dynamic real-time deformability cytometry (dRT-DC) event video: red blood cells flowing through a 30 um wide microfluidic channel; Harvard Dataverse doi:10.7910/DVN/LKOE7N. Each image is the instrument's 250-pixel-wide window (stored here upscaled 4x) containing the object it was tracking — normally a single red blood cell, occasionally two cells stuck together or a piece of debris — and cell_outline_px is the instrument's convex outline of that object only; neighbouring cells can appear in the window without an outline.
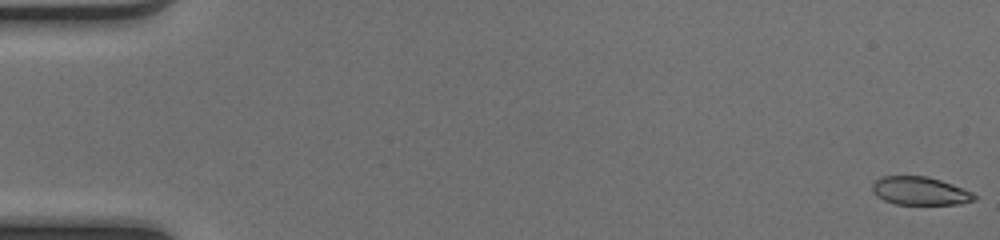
{"species": "common noctule bat (a hibernating species)", "species_latin": "Nyctalus noctula", "temperature_condition": "cold", "stored_images_in_passage": 51, "camera_frame_rate_fps": 3000, "um_per_image_px": 0.085, "animal": {"sex": "female", "body_mass_g": 17.0, "forearm_length_mm": 48.0}, "frame": {"image": 1, "passage_image": 1, "time_ms": 0.0, "image_size_px": [1000, 240], "cell_outline_px": [[976, 200], [960, 204], [896, 204], [884, 200], [876, 196], [872, 192], [872, 184], [876, 180], [884, 176], [928, 176], [952, 184], [972, 192], [976, 196]], "centroid_in_image_um": [78.19, 16.23], "position_along_channel_um": 6.8, "area_um2": 16.76}}
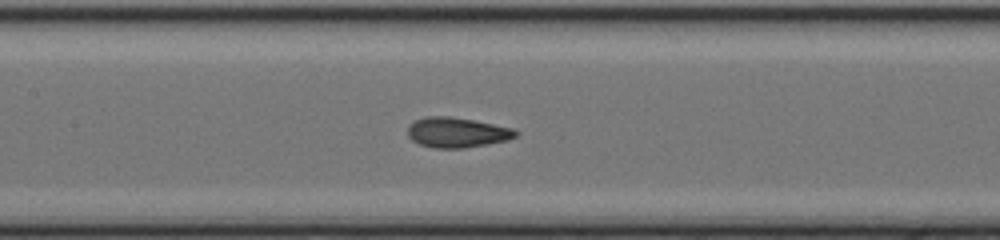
{"frame": {"image": 2, "passage_image": 25, "time_ms": 8.0, "image_size_px": [1000, 240], "cell_outline_px": [[520, 132], [516, 136], [508, 140], [488, 144], [464, 148], [432, 148], [420, 144], [412, 140], [408, 136], [408, 124], [416, 120], [428, 116], [448, 116], [472, 120], [516, 128]], "centroid_in_image_um": [38.87, 11.26], "position_along_channel_um": 168.5, "area_um2": 19.07}}
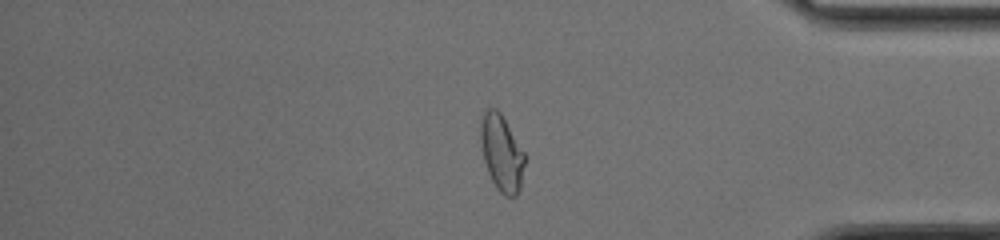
{"frame": {"image": 3, "passage_image": 43, "time_ms": 14.0, "image_size_px": [1000, 240], "cell_outline_px": [[524, 164], [520, 188], [516, 196], [504, 196], [496, 188], [488, 172], [484, 160], [480, 140], [480, 128], [484, 112], [488, 108], [496, 108], [500, 112], [524, 152]], "centroid_in_image_um": [42.63, 13.01], "position_along_channel_um": 392.6, "area_um2": 19.31}, "authors_computed_cell_mechanics": {"area_um2": 18.4382, "velocity_mm_per_s": 4.1271, "shape_relaxation_time_tau1_ms": 3.7493, "shape_relaxation_time_tau2_ms": 0.946, "deformation_change_tau1": 0.1711, "deformation_change_tau2": 0.0695}}